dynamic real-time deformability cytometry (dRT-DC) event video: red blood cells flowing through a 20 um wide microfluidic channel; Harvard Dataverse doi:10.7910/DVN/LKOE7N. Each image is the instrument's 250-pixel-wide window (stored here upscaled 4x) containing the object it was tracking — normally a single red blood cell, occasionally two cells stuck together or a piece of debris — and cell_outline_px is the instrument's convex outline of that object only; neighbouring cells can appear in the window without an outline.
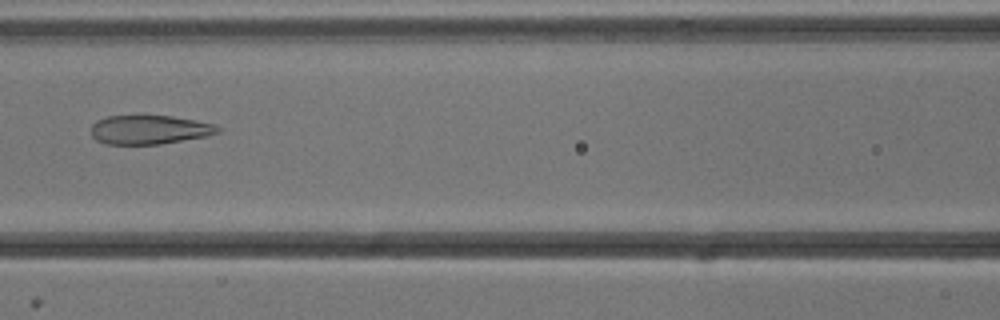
{"species": "common noctule bat (a hibernating species)", "species_latin": "Nyctalus noctula", "temperature_condition": "cold", "stored_images_in_passage": 42, "camera_frame_rate_fps": 3000, "um_per_image_px": 0.085, "animal": {"sex": "male", "body_mass_g": 13.3}, "frame": {"image": 1, "passage_image": 13, "time_ms": 4.0, "image_size_px": [1000, 320], "cell_outline_px": [[220, 132], [208, 136], [160, 144], [108, 144], [96, 140], [92, 136], [92, 124], [96, 120], [108, 116], [140, 112], [172, 116], [196, 120], [216, 124], [220, 128]], "centroid_in_image_um": [12.7, 10.97], "position_along_channel_um": 153.9, "area_um2": 22.37}}
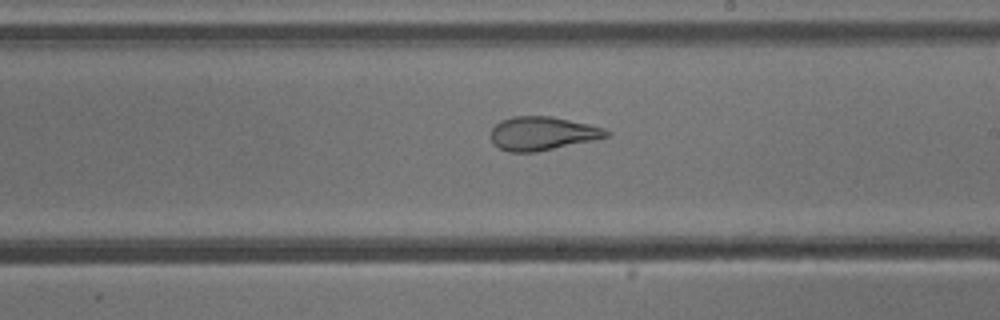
{"frame": {"image": 2, "passage_image": 20, "time_ms": 6.333, "image_size_px": [1000, 320], "cell_outline_px": [[612, 132], [608, 136], [592, 140], [536, 152], [508, 152], [500, 148], [492, 140], [492, 128], [500, 120], [512, 116], [552, 116], [588, 124], [604, 128]], "centroid_in_image_um": [46.1, 11.33], "position_along_channel_um": 242.9, "area_um2": 22.43}}
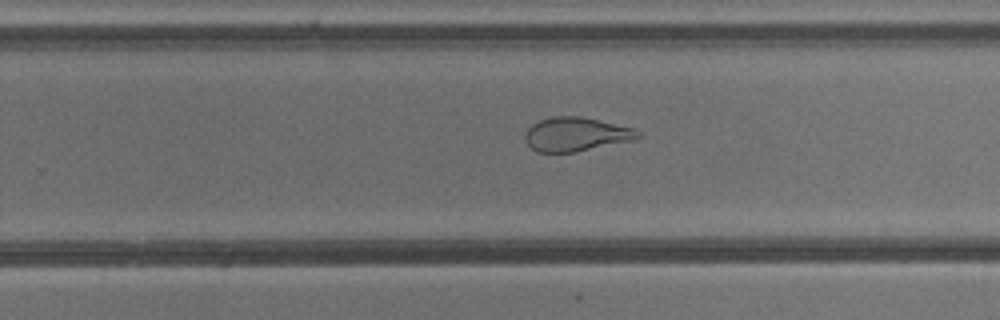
{"frame": {"image": 3, "passage_image": 23, "time_ms": 7.333, "image_size_px": [1000, 320], "cell_outline_px": [[644, 136], [632, 140], [576, 152], [536, 152], [528, 144], [524, 136], [528, 128], [532, 124], [540, 120], [552, 116], [580, 116], [632, 128], [640, 132]], "centroid_in_image_um": [48.95, 11.42], "position_along_channel_um": 280.9, "area_um2": 22.14}, "authors_computed_cell_mechanics": {"area_um2": 25.6921, "velocity_mm_per_s": 3.8267, "shape_relaxation_time_tau1_ms": null, "shape_relaxation_time_tau2_ms": 1.4802, "deformation_change_tau1": null, "deformation_change_tau2": 0.0897}}